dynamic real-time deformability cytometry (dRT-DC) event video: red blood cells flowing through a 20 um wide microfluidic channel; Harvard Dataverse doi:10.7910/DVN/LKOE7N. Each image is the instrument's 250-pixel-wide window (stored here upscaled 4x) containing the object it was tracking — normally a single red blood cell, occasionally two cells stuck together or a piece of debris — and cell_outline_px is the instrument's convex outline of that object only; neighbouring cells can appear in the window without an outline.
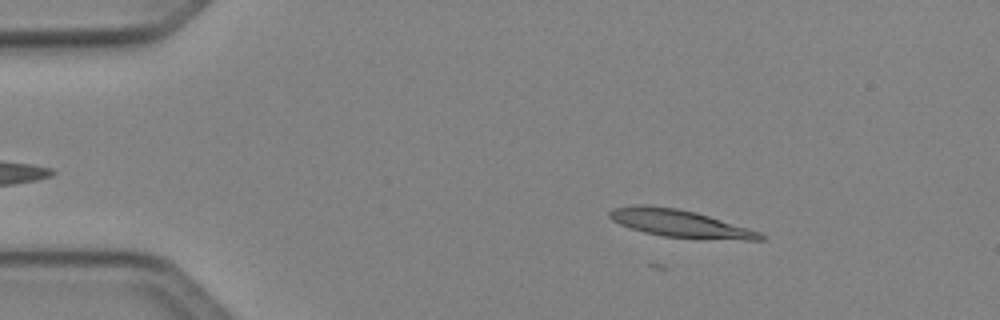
{"species": "Egyptian fruit bat (a non-hibernating species)", "species_latin": "Rousettus aegyptiacus", "temperature_condition": "cold", "stored_images_in_passage": 49, "camera_frame_rate_fps": 3000, "um_per_image_px": 0.085, "animal": {"sex": "female"}, "frame": {"image": 1, "passage_image": 7, "time_ms": 2.0, "image_size_px": [1000, 320], "cell_outline_px": [[768, 236], [764, 240], [744, 240], [664, 236], [644, 232], [620, 224], [612, 220], [608, 216], [608, 212], [612, 208], [636, 204], [648, 204], [676, 208], [696, 212], [748, 228], [760, 232]], "centroid_in_image_um": [57.78, 18.97], "position_along_channel_um": 27.2, "area_um2": 23.99}}
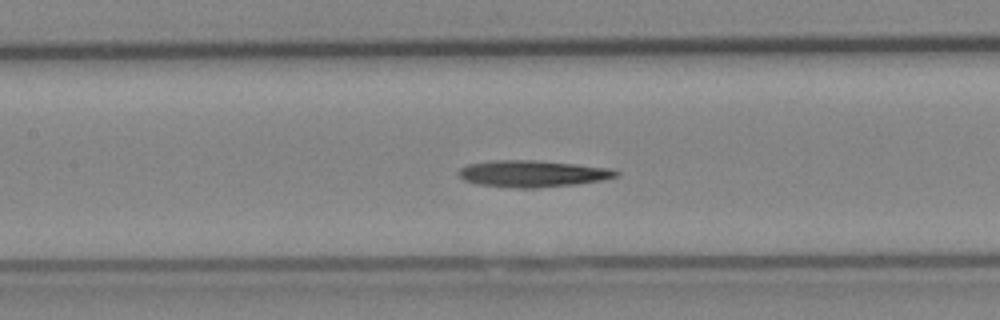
{"frame": {"image": 2, "passage_image": 22, "time_ms": 7.0, "image_size_px": [1000, 320], "cell_outline_px": [[620, 176], [600, 180], [576, 184], [536, 188], [516, 188], [480, 184], [464, 180], [456, 172], [460, 168], [468, 164], [492, 160], [532, 160], [576, 164], [612, 168], [620, 172]], "centroid_in_image_um": [45.28, 14.75], "position_along_channel_um": 162.1, "area_um2": 24.45}}
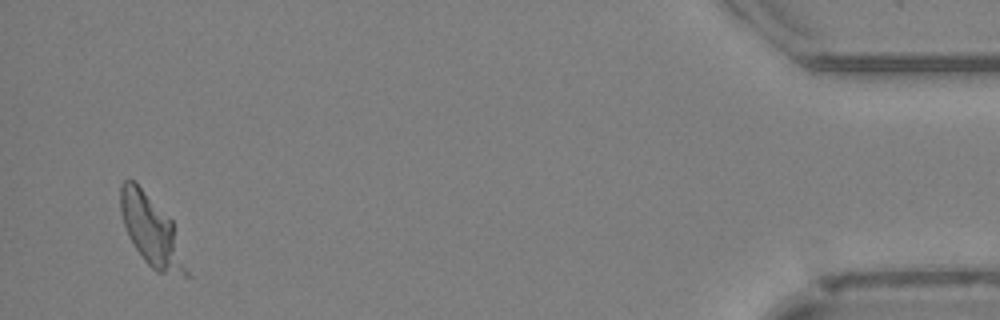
{"frame": {"image": 3, "passage_image": 47, "time_ms": 15.333, "image_size_px": [1000, 320], "cell_outline_px": [[192, 276], [184, 276], [156, 272], [144, 260], [128, 236], [120, 212], [120, 184], [124, 180], [136, 180], [172, 220]], "centroid_in_image_um": [12.89, 19.61], "position_along_channel_um": 422.3, "area_um2": 27.34}, "authors_computed_cell_mechanics": {"area_um2": 24.5072, "velocity_mm_per_s": 4.0764, "shape_relaxation_time_tau1_ms": null, "shape_relaxation_time_tau2_ms": 4.4329, "deformation_change_tau1": null, "deformation_change_tau2": 0.111}}